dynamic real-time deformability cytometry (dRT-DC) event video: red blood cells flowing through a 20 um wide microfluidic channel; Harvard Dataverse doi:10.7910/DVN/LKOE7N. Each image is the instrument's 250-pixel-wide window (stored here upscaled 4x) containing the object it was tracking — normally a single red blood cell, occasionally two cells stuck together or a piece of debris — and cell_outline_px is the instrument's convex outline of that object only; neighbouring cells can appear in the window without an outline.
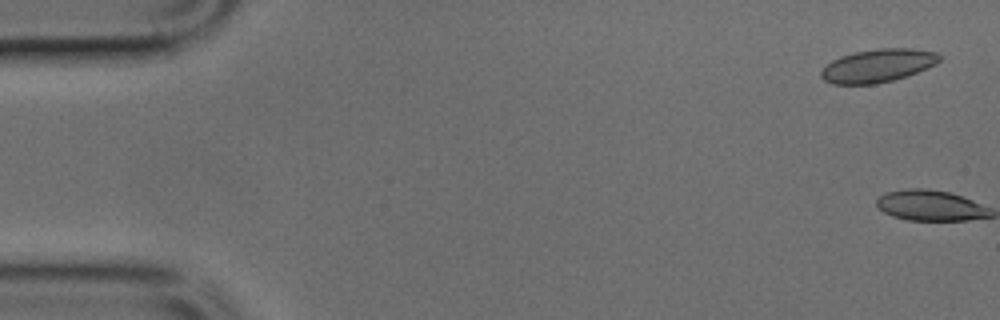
{"species": "common noctule bat (a hibernating species)", "species_latin": "Nyctalus noctula", "temperature_condition": "cold", "stored_images_in_passage": 2, "camera_frame_rate_fps": 3000, "um_per_image_px": 0.085, "animal": {"sex": "male", "body_mass_g": 17.9, "forearm_length_mm": 54.2}, "frame": {"image": 1, "passage_image": 2, "time_ms": 0.333, "image_size_px": [1000, 320], "cell_outline_px": [[940, 60], [936, 64], [908, 76], [876, 84], [832, 84], [824, 80], [820, 76], [820, 72], [832, 60], [840, 56], [856, 52], [880, 48], [912, 48], [936, 52], [940, 56]], "centroid_in_image_um": [74.62, 5.58], "position_along_channel_um": 10.4, "area_um2": 22.83}}